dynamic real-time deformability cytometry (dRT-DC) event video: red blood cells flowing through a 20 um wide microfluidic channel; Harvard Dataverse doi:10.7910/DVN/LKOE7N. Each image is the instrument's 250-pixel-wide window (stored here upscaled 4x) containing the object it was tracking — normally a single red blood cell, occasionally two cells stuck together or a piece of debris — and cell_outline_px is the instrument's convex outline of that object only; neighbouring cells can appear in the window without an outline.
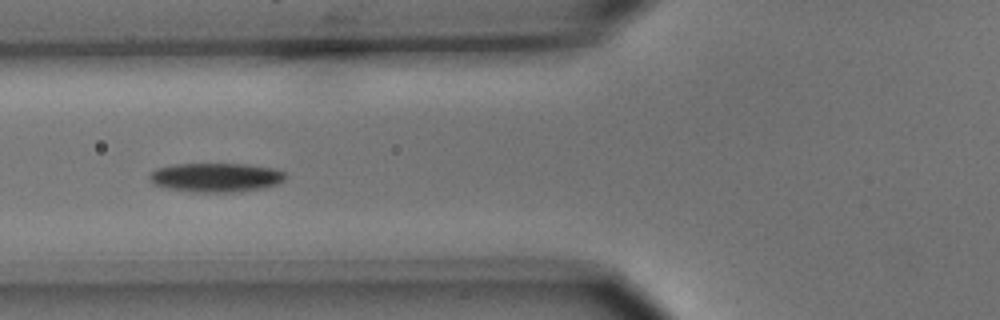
{"species": "common noctule bat (a hibernating species)", "species_latin": "Nyctalus noctula", "temperature_condition": "cold", "stored_images_in_passage": 8, "camera_frame_rate_fps": 3000, "um_per_image_px": 0.085, "animal": {"sex": "male", "body_mass_g": 15.6}, "frame": {"image": 1, "passage_image": 6, "time_ms": 6.667, "image_size_px": [1000, 320], "cell_outline_px": [[288, 176], [284, 180], [276, 184], [264, 188], [232, 192], [196, 192], [160, 188], [152, 184], [148, 180], [148, 176], [156, 168], [176, 164], [248, 164], [276, 168], [284, 172]], "centroid_in_image_um": [18.33, 15.08], "position_along_channel_um": 107.5, "area_um2": 23.41}}
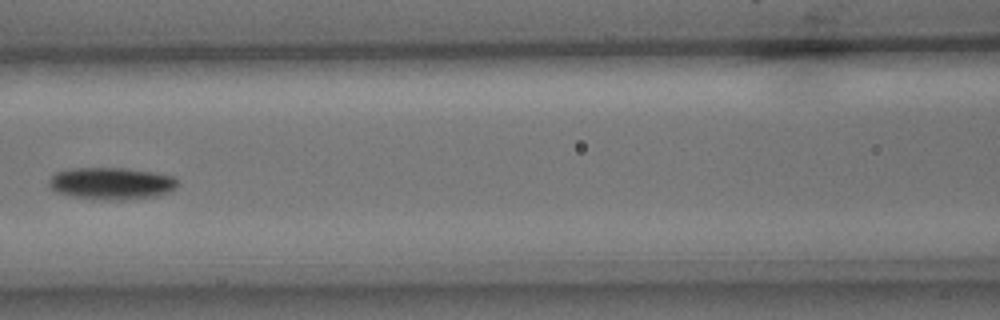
{"frame": {"image": 2, "passage_image": 7, "time_ms": 8.0, "image_size_px": [1000, 320], "cell_outline_px": [[176, 188], [172, 192], [156, 196], [132, 200], [92, 200], [68, 196], [56, 192], [48, 184], [48, 180], [56, 172], [72, 168], [124, 168], [152, 172], [176, 176]], "centroid_in_image_um": [9.47, 15.61], "position_along_channel_um": 157.1, "area_um2": 24.57}}
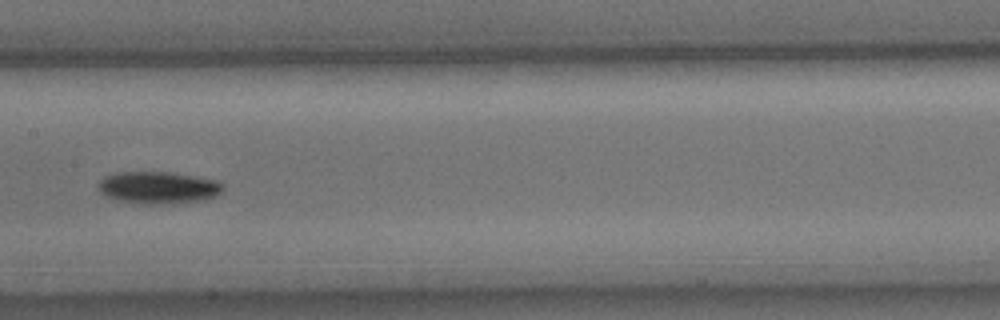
{"frame": {"image": 3, "passage_image": 8, "time_ms": 9.0, "image_size_px": [1000, 320], "cell_outline_px": [[224, 188], [216, 196], [204, 200], [160, 204], [144, 204], [120, 200], [108, 196], [100, 192], [100, 180], [104, 176], [116, 172], [168, 172], [220, 180], [224, 184]], "centroid_in_image_um": [13.51, 15.93], "position_along_channel_um": 193.9, "area_um2": 23.24}}